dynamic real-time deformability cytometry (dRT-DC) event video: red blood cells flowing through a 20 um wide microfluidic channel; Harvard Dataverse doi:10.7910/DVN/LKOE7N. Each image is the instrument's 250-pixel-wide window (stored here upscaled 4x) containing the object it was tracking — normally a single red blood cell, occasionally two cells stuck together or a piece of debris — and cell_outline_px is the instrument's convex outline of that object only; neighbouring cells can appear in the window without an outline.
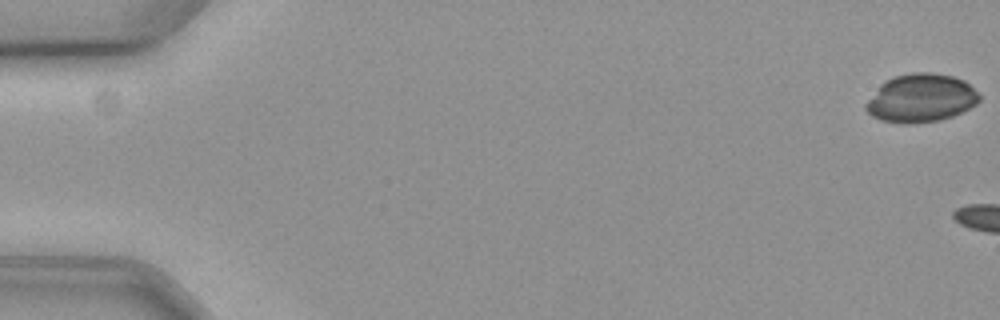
{"species": "common noctule bat (a hibernating species)", "species_latin": "Nyctalus noctula", "temperature_condition": "cold", "stored_images_in_passage": 5, "camera_frame_rate_fps": 3000, "um_per_image_px": 0.085, "animal": {"sex": "female", "body_mass_g": 19.3, "forearm_length_mm": 54.1}, "frame": {"image": 1, "passage_image": 1, "time_ms": 0.0, "image_size_px": [1000, 320], "cell_outline_px": [[980, 100], [976, 104], [952, 116], [940, 120], [880, 120], [872, 116], [864, 108], [864, 104], [880, 84], [896, 76], [912, 72], [932, 72], [952, 76], [964, 80], [980, 96]], "centroid_in_image_um": [78.28, 8.28], "position_along_channel_um": 6.7, "area_um2": 30.87}}